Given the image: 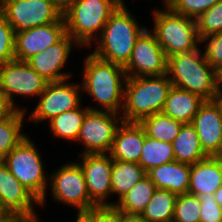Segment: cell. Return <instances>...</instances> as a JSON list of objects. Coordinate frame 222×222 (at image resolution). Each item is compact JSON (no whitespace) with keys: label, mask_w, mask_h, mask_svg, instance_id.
<instances>
[{"label":"cell","mask_w":222,"mask_h":222,"mask_svg":"<svg viewBox=\"0 0 222 222\" xmlns=\"http://www.w3.org/2000/svg\"><path fill=\"white\" fill-rule=\"evenodd\" d=\"M85 59L82 91L89 93L104 107L102 110L119 114L123 107V86L127 80L124 67L103 61L92 53Z\"/></svg>","instance_id":"obj_1"},{"label":"cell","mask_w":222,"mask_h":222,"mask_svg":"<svg viewBox=\"0 0 222 222\" xmlns=\"http://www.w3.org/2000/svg\"><path fill=\"white\" fill-rule=\"evenodd\" d=\"M146 29L139 26L123 2L108 18L92 54L103 61L124 67L137 39Z\"/></svg>","instance_id":"obj_2"},{"label":"cell","mask_w":222,"mask_h":222,"mask_svg":"<svg viewBox=\"0 0 222 222\" xmlns=\"http://www.w3.org/2000/svg\"><path fill=\"white\" fill-rule=\"evenodd\" d=\"M196 50L176 54L167 58V75L172 85L212 100L220 81L217 71Z\"/></svg>","instance_id":"obj_3"},{"label":"cell","mask_w":222,"mask_h":222,"mask_svg":"<svg viewBox=\"0 0 222 222\" xmlns=\"http://www.w3.org/2000/svg\"><path fill=\"white\" fill-rule=\"evenodd\" d=\"M172 86L167 74L127 78L124 86L122 121L139 123L147 116L162 112Z\"/></svg>","instance_id":"obj_4"},{"label":"cell","mask_w":222,"mask_h":222,"mask_svg":"<svg viewBox=\"0 0 222 222\" xmlns=\"http://www.w3.org/2000/svg\"><path fill=\"white\" fill-rule=\"evenodd\" d=\"M123 0H76L63 13L66 32L77 45L90 46L106 24L108 18L123 3Z\"/></svg>","instance_id":"obj_5"},{"label":"cell","mask_w":222,"mask_h":222,"mask_svg":"<svg viewBox=\"0 0 222 222\" xmlns=\"http://www.w3.org/2000/svg\"><path fill=\"white\" fill-rule=\"evenodd\" d=\"M167 10H155L153 34L166 57L190 52L199 47L196 20Z\"/></svg>","instance_id":"obj_6"},{"label":"cell","mask_w":222,"mask_h":222,"mask_svg":"<svg viewBox=\"0 0 222 222\" xmlns=\"http://www.w3.org/2000/svg\"><path fill=\"white\" fill-rule=\"evenodd\" d=\"M17 180L40 202H46L47 177L37 147L25 137L2 161Z\"/></svg>","instance_id":"obj_7"},{"label":"cell","mask_w":222,"mask_h":222,"mask_svg":"<svg viewBox=\"0 0 222 222\" xmlns=\"http://www.w3.org/2000/svg\"><path fill=\"white\" fill-rule=\"evenodd\" d=\"M0 14L15 32L58 22L63 18L50 0H1Z\"/></svg>","instance_id":"obj_8"},{"label":"cell","mask_w":222,"mask_h":222,"mask_svg":"<svg viewBox=\"0 0 222 222\" xmlns=\"http://www.w3.org/2000/svg\"><path fill=\"white\" fill-rule=\"evenodd\" d=\"M77 141L85 146L84 154H107L110 152L115 132L122 122L120 114L88 107Z\"/></svg>","instance_id":"obj_9"},{"label":"cell","mask_w":222,"mask_h":222,"mask_svg":"<svg viewBox=\"0 0 222 222\" xmlns=\"http://www.w3.org/2000/svg\"><path fill=\"white\" fill-rule=\"evenodd\" d=\"M51 176V192L56 201L78 209V215L97 205L89 198L83 170L78 162L62 165Z\"/></svg>","instance_id":"obj_10"},{"label":"cell","mask_w":222,"mask_h":222,"mask_svg":"<svg viewBox=\"0 0 222 222\" xmlns=\"http://www.w3.org/2000/svg\"><path fill=\"white\" fill-rule=\"evenodd\" d=\"M47 84L48 81L37 74L27 61L13 59L0 66V91L17 110L19 107L13 96H39Z\"/></svg>","instance_id":"obj_11"},{"label":"cell","mask_w":222,"mask_h":222,"mask_svg":"<svg viewBox=\"0 0 222 222\" xmlns=\"http://www.w3.org/2000/svg\"><path fill=\"white\" fill-rule=\"evenodd\" d=\"M129 77H151L167 74V57L148 28L139 36L128 63L124 66Z\"/></svg>","instance_id":"obj_12"},{"label":"cell","mask_w":222,"mask_h":222,"mask_svg":"<svg viewBox=\"0 0 222 222\" xmlns=\"http://www.w3.org/2000/svg\"><path fill=\"white\" fill-rule=\"evenodd\" d=\"M66 81L68 80L48 82L45 90L39 95V103L31 112L29 119L39 124L40 120L50 121L55 116L81 106V85L68 84Z\"/></svg>","instance_id":"obj_13"},{"label":"cell","mask_w":222,"mask_h":222,"mask_svg":"<svg viewBox=\"0 0 222 222\" xmlns=\"http://www.w3.org/2000/svg\"><path fill=\"white\" fill-rule=\"evenodd\" d=\"M80 166L85 177L89 198L97 206H112L105 199L111 195L113 159L109 154H84Z\"/></svg>","instance_id":"obj_14"},{"label":"cell","mask_w":222,"mask_h":222,"mask_svg":"<svg viewBox=\"0 0 222 222\" xmlns=\"http://www.w3.org/2000/svg\"><path fill=\"white\" fill-rule=\"evenodd\" d=\"M66 34L64 18L58 22L15 32V59L27 61L33 55L59 42Z\"/></svg>","instance_id":"obj_15"},{"label":"cell","mask_w":222,"mask_h":222,"mask_svg":"<svg viewBox=\"0 0 222 222\" xmlns=\"http://www.w3.org/2000/svg\"><path fill=\"white\" fill-rule=\"evenodd\" d=\"M34 203L40 204L0 161V211L16 213L23 218L35 217Z\"/></svg>","instance_id":"obj_16"},{"label":"cell","mask_w":222,"mask_h":222,"mask_svg":"<svg viewBox=\"0 0 222 222\" xmlns=\"http://www.w3.org/2000/svg\"><path fill=\"white\" fill-rule=\"evenodd\" d=\"M191 124L194 126L202 150L207 156L222 155V115L213 100H205Z\"/></svg>","instance_id":"obj_17"},{"label":"cell","mask_w":222,"mask_h":222,"mask_svg":"<svg viewBox=\"0 0 222 222\" xmlns=\"http://www.w3.org/2000/svg\"><path fill=\"white\" fill-rule=\"evenodd\" d=\"M74 43V44H73ZM77 42L66 34L59 42L27 60L30 67L48 82L67 80L70 73L60 71L66 63L72 46Z\"/></svg>","instance_id":"obj_18"},{"label":"cell","mask_w":222,"mask_h":222,"mask_svg":"<svg viewBox=\"0 0 222 222\" xmlns=\"http://www.w3.org/2000/svg\"><path fill=\"white\" fill-rule=\"evenodd\" d=\"M113 144L108 153L113 160L139 162L146 135L137 122H119Z\"/></svg>","instance_id":"obj_19"},{"label":"cell","mask_w":222,"mask_h":222,"mask_svg":"<svg viewBox=\"0 0 222 222\" xmlns=\"http://www.w3.org/2000/svg\"><path fill=\"white\" fill-rule=\"evenodd\" d=\"M221 185L222 158L220 156H208L190 165L189 194L195 196L214 194Z\"/></svg>","instance_id":"obj_20"},{"label":"cell","mask_w":222,"mask_h":222,"mask_svg":"<svg viewBox=\"0 0 222 222\" xmlns=\"http://www.w3.org/2000/svg\"><path fill=\"white\" fill-rule=\"evenodd\" d=\"M147 176L156 189L168 190L177 195L188 193L190 165L177 160L154 167Z\"/></svg>","instance_id":"obj_21"},{"label":"cell","mask_w":222,"mask_h":222,"mask_svg":"<svg viewBox=\"0 0 222 222\" xmlns=\"http://www.w3.org/2000/svg\"><path fill=\"white\" fill-rule=\"evenodd\" d=\"M204 101L197 94L172 86L162 112L183 124L191 123Z\"/></svg>","instance_id":"obj_22"},{"label":"cell","mask_w":222,"mask_h":222,"mask_svg":"<svg viewBox=\"0 0 222 222\" xmlns=\"http://www.w3.org/2000/svg\"><path fill=\"white\" fill-rule=\"evenodd\" d=\"M171 144L175 160L180 163L193 165L208 157L202 150L198 134L191 123L181 126L179 134Z\"/></svg>","instance_id":"obj_23"},{"label":"cell","mask_w":222,"mask_h":222,"mask_svg":"<svg viewBox=\"0 0 222 222\" xmlns=\"http://www.w3.org/2000/svg\"><path fill=\"white\" fill-rule=\"evenodd\" d=\"M145 176L147 172L137 162L113 160L111 194H118L120 200Z\"/></svg>","instance_id":"obj_24"},{"label":"cell","mask_w":222,"mask_h":222,"mask_svg":"<svg viewBox=\"0 0 222 222\" xmlns=\"http://www.w3.org/2000/svg\"><path fill=\"white\" fill-rule=\"evenodd\" d=\"M155 190V184L145 176L112 206L125 214L141 215Z\"/></svg>","instance_id":"obj_25"},{"label":"cell","mask_w":222,"mask_h":222,"mask_svg":"<svg viewBox=\"0 0 222 222\" xmlns=\"http://www.w3.org/2000/svg\"><path fill=\"white\" fill-rule=\"evenodd\" d=\"M139 124L148 137L168 143L174 141L183 125L182 122L167 116L163 112L147 116Z\"/></svg>","instance_id":"obj_26"},{"label":"cell","mask_w":222,"mask_h":222,"mask_svg":"<svg viewBox=\"0 0 222 222\" xmlns=\"http://www.w3.org/2000/svg\"><path fill=\"white\" fill-rule=\"evenodd\" d=\"M177 194L156 189L141 216L147 222H172Z\"/></svg>","instance_id":"obj_27"},{"label":"cell","mask_w":222,"mask_h":222,"mask_svg":"<svg viewBox=\"0 0 222 222\" xmlns=\"http://www.w3.org/2000/svg\"><path fill=\"white\" fill-rule=\"evenodd\" d=\"M174 160L175 157L171 143L155 140L145 135L138 164L146 172Z\"/></svg>","instance_id":"obj_28"},{"label":"cell","mask_w":222,"mask_h":222,"mask_svg":"<svg viewBox=\"0 0 222 222\" xmlns=\"http://www.w3.org/2000/svg\"><path fill=\"white\" fill-rule=\"evenodd\" d=\"M89 108H75L66 111L49 121L51 132L55 137L77 141L83 119Z\"/></svg>","instance_id":"obj_29"},{"label":"cell","mask_w":222,"mask_h":222,"mask_svg":"<svg viewBox=\"0 0 222 222\" xmlns=\"http://www.w3.org/2000/svg\"><path fill=\"white\" fill-rule=\"evenodd\" d=\"M25 110H16L9 118L0 121V161L16 147L25 137L21 133Z\"/></svg>","instance_id":"obj_30"},{"label":"cell","mask_w":222,"mask_h":222,"mask_svg":"<svg viewBox=\"0 0 222 222\" xmlns=\"http://www.w3.org/2000/svg\"><path fill=\"white\" fill-rule=\"evenodd\" d=\"M200 205L198 196L189 193L178 195L172 222H200Z\"/></svg>","instance_id":"obj_31"},{"label":"cell","mask_w":222,"mask_h":222,"mask_svg":"<svg viewBox=\"0 0 222 222\" xmlns=\"http://www.w3.org/2000/svg\"><path fill=\"white\" fill-rule=\"evenodd\" d=\"M196 20L199 39L222 31V0L201 14Z\"/></svg>","instance_id":"obj_32"},{"label":"cell","mask_w":222,"mask_h":222,"mask_svg":"<svg viewBox=\"0 0 222 222\" xmlns=\"http://www.w3.org/2000/svg\"><path fill=\"white\" fill-rule=\"evenodd\" d=\"M15 31L0 14V66L15 59Z\"/></svg>","instance_id":"obj_33"},{"label":"cell","mask_w":222,"mask_h":222,"mask_svg":"<svg viewBox=\"0 0 222 222\" xmlns=\"http://www.w3.org/2000/svg\"><path fill=\"white\" fill-rule=\"evenodd\" d=\"M220 0H175L170 8L181 15L197 19Z\"/></svg>","instance_id":"obj_34"},{"label":"cell","mask_w":222,"mask_h":222,"mask_svg":"<svg viewBox=\"0 0 222 222\" xmlns=\"http://www.w3.org/2000/svg\"><path fill=\"white\" fill-rule=\"evenodd\" d=\"M78 222H121L122 212L115 206H96L77 215Z\"/></svg>","instance_id":"obj_35"},{"label":"cell","mask_w":222,"mask_h":222,"mask_svg":"<svg viewBox=\"0 0 222 222\" xmlns=\"http://www.w3.org/2000/svg\"><path fill=\"white\" fill-rule=\"evenodd\" d=\"M208 40L203 56L207 62L217 71L222 73V31L200 38V42Z\"/></svg>","instance_id":"obj_36"},{"label":"cell","mask_w":222,"mask_h":222,"mask_svg":"<svg viewBox=\"0 0 222 222\" xmlns=\"http://www.w3.org/2000/svg\"><path fill=\"white\" fill-rule=\"evenodd\" d=\"M198 197L201 203L200 222H222V208L214 194H201Z\"/></svg>","instance_id":"obj_37"},{"label":"cell","mask_w":222,"mask_h":222,"mask_svg":"<svg viewBox=\"0 0 222 222\" xmlns=\"http://www.w3.org/2000/svg\"><path fill=\"white\" fill-rule=\"evenodd\" d=\"M17 109L0 91V121L9 118Z\"/></svg>","instance_id":"obj_38"},{"label":"cell","mask_w":222,"mask_h":222,"mask_svg":"<svg viewBox=\"0 0 222 222\" xmlns=\"http://www.w3.org/2000/svg\"><path fill=\"white\" fill-rule=\"evenodd\" d=\"M23 219L19 214L0 211V222H22Z\"/></svg>","instance_id":"obj_39"},{"label":"cell","mask_w":222,"mask_h":222,"mask_svg":"<svg viewBox=\"0 0 222 222\" xmlns=\"http://www.w3.org/2000/svg\"><path fill=\"white\" fill-rule=\"evenodd\" d=\"M63 14L76 0H50Z\"/></svg>","instance_id":"obj_40"},{"label":"cell","mask_w":222,"mask_h":222,"mask_svg":"<svg viewBox=\"0 0 222 222\" xmlns=\"http://www.w3.org/2000/svg\"><path fill=\"white\" fill-rule=\"evenodd\" d=\"M222 83L219 81V84L217 86L216 92L213 96V102L217 105L219 108L220 114L222 115Z\"/></svg>","instance_id":"obj_41"},{"label":"cell","mask_w":222,"mask_h":222,"mask_svg":"<svg viewBox=\"0 0 222 222\" xmlns=\"http://www.w3.org/2000/svg\"><path fill=\"white\" fill-rule=\"evenodd\" d=\"M121 222H147L141 215H130L122 213Z\"/></svg>","instance_id":"obj_42"},{"label":"cell","mask_w":222,"mask_h":222,"mask_svg":"<svg viewBox=\"0 0 222 222\" xmlns=\"http://www.w3.org/2000/svg\"><path fill=\"white\" fill-rule=\"evenodd\" d=\"M215 200L222 208V185L214 193Z\"/></svg>","instance_id":"obj_43"},{"label":"cell","mask_w":222,"mask_h":222,"mask_svg":"<svg viewBox=\"0 0 222 222\" xmlns=\"http://www.w3.org/2000/svg\"><path fill=\"white\" fill-rule=\"evenodd\" d=\"M23 222H39L38 221V216L24 218Z\"/></svg>","instance_id":"obj_44"},{"label":"cell","mask_w":222,"mask_h":222,"mask_svg":"<svg viewBox=\"0 0 222 222\" xmlns=\"http://www.w3.org/2000/svg\"><path fill=\"white\" fill-rule=\"evenodd\" d=\"M175 0H164V4H165V8L166 7H170L171 6V4L174 2Z\"/></svg>","instance_id":"obj_45"},{"label":"cell","mask_w":222,"mask_h":222,"mask_svg":"<svg viewBox=\"0 0 222 222\" xmlns=\"http://www.w3.org/2000/svg\"><path fill=\"white\" fill-rule=\"evenodd\" d=\"M219 76H220V82L222 83V73H220Z\"/></svg>","instance_id":"obj_46"}]
</instances>
